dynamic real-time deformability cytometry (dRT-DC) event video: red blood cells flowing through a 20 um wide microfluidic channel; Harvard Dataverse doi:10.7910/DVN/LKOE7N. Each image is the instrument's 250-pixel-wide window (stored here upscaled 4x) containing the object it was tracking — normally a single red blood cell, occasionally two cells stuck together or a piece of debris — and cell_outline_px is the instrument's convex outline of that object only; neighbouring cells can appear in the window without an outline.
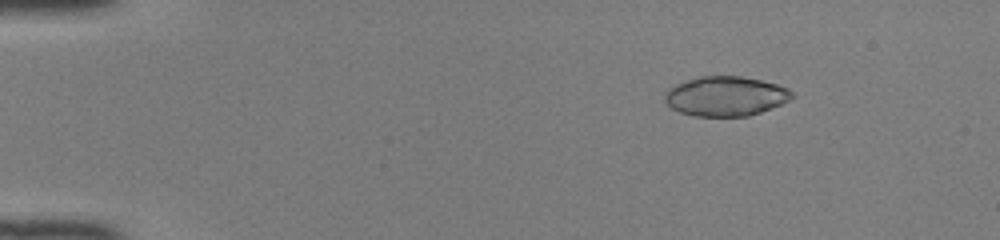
{"species": "common noctule bat (a hibernating species)", "species_latin": "Nyctalus noctula", "temperature_condition": "room temperature", "stored_images_in_passage": 50, "camera_frame_rate_fps": 3000, "um_per_image_px": 0.085, "animal": {"sex": "female", "body_mass_g": 22.0, "forearm_length_mm": 56.7}, "frame": {"image": 1, "passage_image": 8, "time_ms": 2.333, "image_size_px": [1000, 240], "cell_outline_px": [[796, 96], [780, 104], [760, 112], [748, 116], [696, 116], [680, 112], [672, 108], [664, 100], [664, 96], [668, 88], [676, 84], [700, 76], [740, 76], [760, 80], [776, 84], [788, 88]], "centroid_in_image_um": [61.67, 8.17], "position_along_channel_um": 23.3, "area_um2": 29.19}}
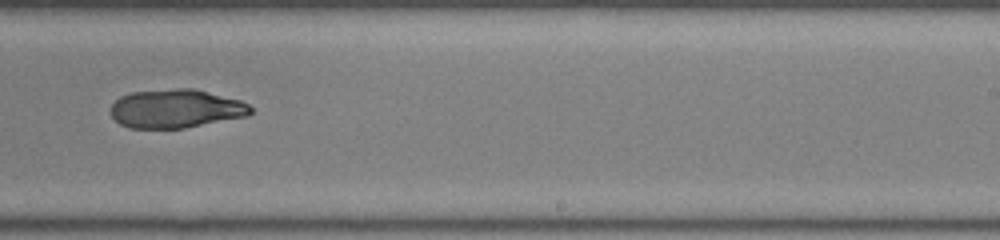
{"frame": {"image": 2, "passage_image": 33, "time_ms": 10.667, "image_size_px": [1000, 240], "cell_outline_px": [[252, 112], [248, 116], [184, 128], [128, 128], [120, 124], [112, 116], [112, 104], [120, 96], [132, 92], [180, 88], [192, 88], [240, 100], [248, 104], [252, 108]], "centroid_in_image_um": [14.96, 9.24], "position_along_channel_um": 274.0, "area_um2": 31.39}}
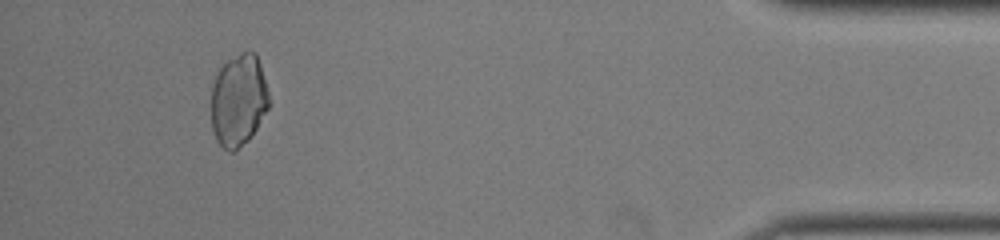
{"frame": {"image": 3, "passage_image": 47, "time_ms": 15.333, "image_size_px": [1000, 240], "cell_outline_px": [[268, 108], [256, 128], [248, 140], [236, 152], [228, 152], [216, 140], [212, 128], [212, 84], [216, 72], [228, 60], [240, 52], [256, 52], [260, 64], [268, 92]], "centroid_in_image_um": [20.26, 8.53], "position_along_channel_um": 414.9, "area_um2": 30.92}}